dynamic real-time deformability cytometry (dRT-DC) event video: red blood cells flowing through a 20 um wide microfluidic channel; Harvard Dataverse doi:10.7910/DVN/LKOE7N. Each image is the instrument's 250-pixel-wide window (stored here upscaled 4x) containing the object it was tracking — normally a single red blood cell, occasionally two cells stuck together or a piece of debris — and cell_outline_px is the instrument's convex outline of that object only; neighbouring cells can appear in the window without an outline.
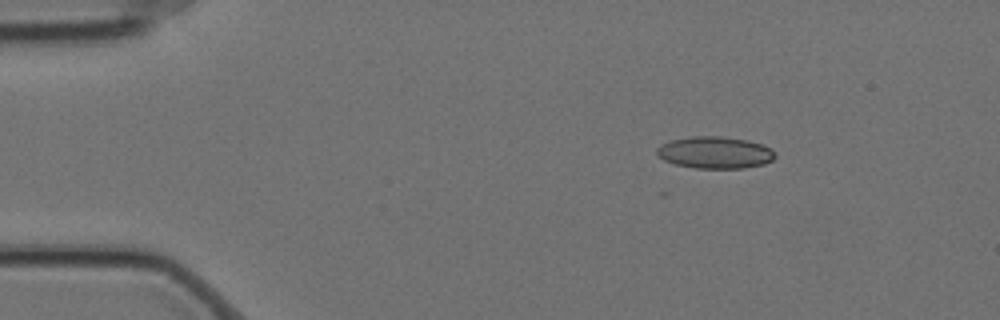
{"species": "Egyptian fruit bat (a non-hibernating species)", "species_latin": "Rousettus aegyptiacus", "temperature_condition": "cold", "stored_images_in_passage": 9, "camera_frame_rate_fps": 3000, "um_per_image_px": 0.085, "animal": {"sex": "female"}, "frame": {"image": 1, "passage_image": 1, "time_ms": 0.0, "image_size_px": [1000, 320], "cell_outline_px": [[776, 156], [772, 160], [764, 164], [744, 168], [696, 168], [676, 164], [664, 160], [656, 152], [656, 148], [660, 144], [668, 140], [692, 136], [720, 136], [748, 140], [772, 148]], "centroid_in_image_um": [60.76, 12.95], "position_along_channel_um": 24.2, "area_um2": 22.08}}
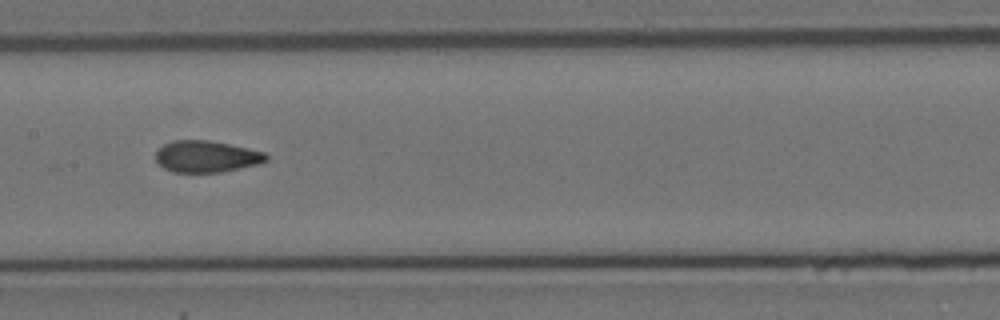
{"frame": {"image": 2, "passage_image": 6, "time_ms": 1.667, "image_size_px": [1000, 320], "cell_outline_px": [[268, 160], [260, 164], [220, 172], [172, 172], [164, 168], [156, 160], [156, 152], [164, 144], [172, 140], [208, 140], [248, 148], [264, 152], [268, 156]], "centroid_in_image_um": [17.56, 13.3], "position_along_channel_um": 189.8, "area_um2": 20.29}}
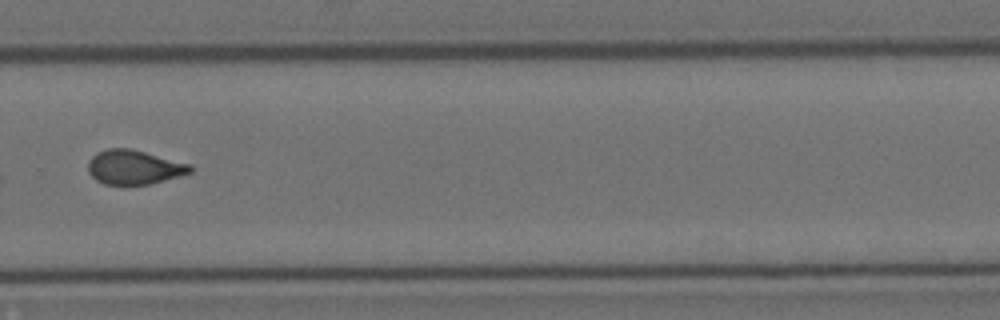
{"frame": {"image": 3, "passage_image": 9, "time_ms": 2.667, "image_size_px": [1000, 320], "cell_outline_px": [[192, 172], [152, 184], [124, 188], [120, 188], [104, 184], [96, 180], [88, 172], [88, 160], [96, 152], [108, 148], [132, 148], [192, 164]], "centroid_in_image_um": [11.38, 14.25], "position_along_channel_um": 318.4, "area_um2": 21.39}}